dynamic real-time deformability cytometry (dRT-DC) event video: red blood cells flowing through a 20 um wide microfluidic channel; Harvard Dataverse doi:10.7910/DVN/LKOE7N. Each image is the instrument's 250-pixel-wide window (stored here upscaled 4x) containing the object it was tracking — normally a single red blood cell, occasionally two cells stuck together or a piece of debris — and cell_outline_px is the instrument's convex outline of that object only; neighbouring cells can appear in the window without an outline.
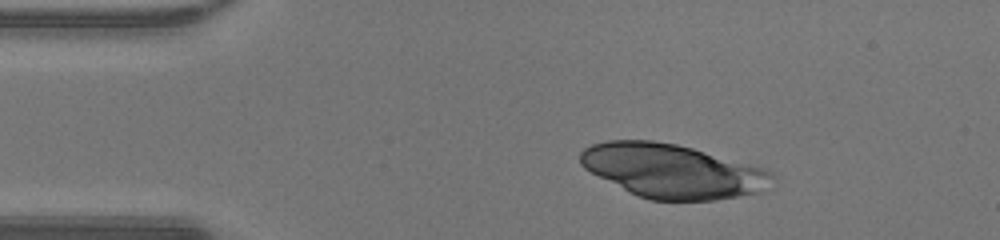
{"species": "human", "species_latin": "Homo sapiens", "temperature_condition": "warm", "stored_images_in_passage": 32, "camera_frame_rate_fps": 3000, "um_per_image_px": 0.085, "donor": {"sex": "male"}, "frame": {"image": 1, "passage_image": 1, "time_ms": 0.0, "image_size_px": [1000, 240], "cell_outline_px": [[776, 176], [760, 192], [716, 200], [652, 200], [640, 196], [584, 168], [580, 164], [580, 152], [584, 148], [592, 144], [608, 140], [652, 140], [676, 144], [692, 148], [768, 168]], "centroid_in_image_um": [57.2, 14.51], "position_along_channel_um": 27.8, "area_um2": 59.77}}